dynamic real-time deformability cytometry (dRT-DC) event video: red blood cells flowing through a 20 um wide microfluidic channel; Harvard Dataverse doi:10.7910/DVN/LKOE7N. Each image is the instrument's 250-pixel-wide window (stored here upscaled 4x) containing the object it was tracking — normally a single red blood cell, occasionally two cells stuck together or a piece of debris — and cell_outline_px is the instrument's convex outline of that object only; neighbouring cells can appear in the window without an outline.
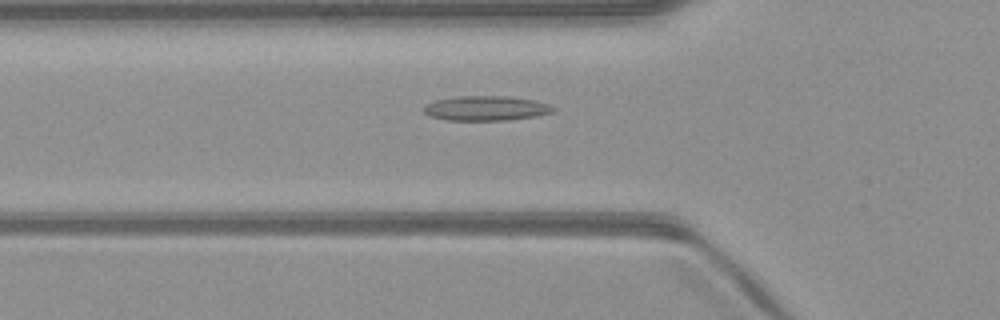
{"species": "common noctule bat (a hibernating species)", "species_latin": "Nyctalus noctula", "temperature_condition": "warm", "stored_images_in_passage": 50, "camera_frame_rate_fps": 3000, "um_per_image_px": 0.085, "animal": {"sex": "male", "body_mass_g": 23.1, "forearm_length_mm": 52.7}, "frame": {"image": 1, "passage_image": 17, "time_ms": 5.333, "image_size_px": [1000, 320], "cell_outline_px": [[556, 108], [552, 112], [536, 116], [508, 120], [448, 120], [432, 116], [424, 112], [424, 104], [436, 100], [460, 96], [508, 96], [532, 100], [548, 104]], "centroid_in_image_um": [41.31, 9.2], "position_along_channel_um": 84.5, "area_um2": 18.44}}
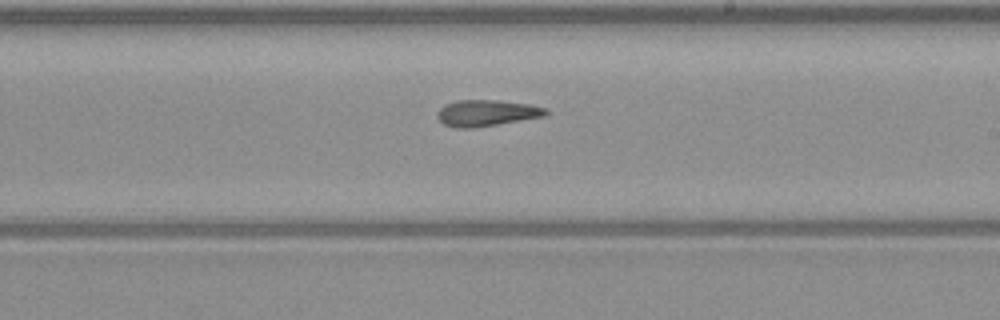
{"frame": {"image": 2, "passage_image": 29, "time_ms": 9.333, "image_size_px": [1000, 320], "cell_outline_px": [[548, 112], [544, 116], [472, 128], [456, 128], [444, 124], [436, 116], [436, 112], [444, 104], [456, 100], [496, 100], [528, 104], [548, 108]], "centroid_in_image_um": [41.32, 9.59], "position_along_channel_um": 247.7, "area_um2": 16.53}}
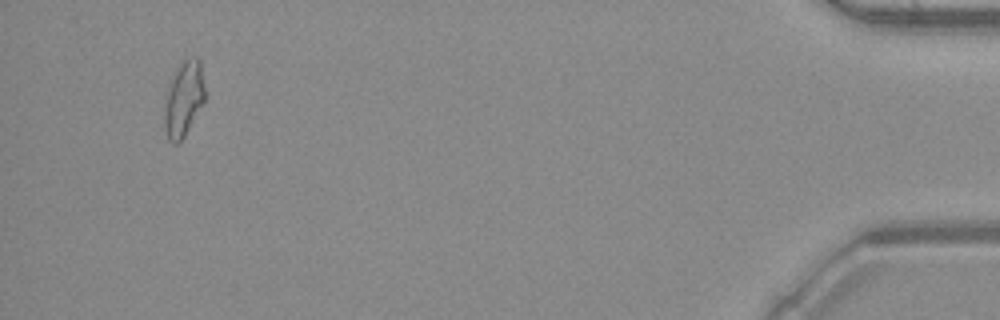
{"frame": {"image": 3, "passage_image": 48, "time_ms": 15.667, "image_size_px": [1000, 320], "cell_outline_px": [[204, 104], [184, 136], [176, 144], [172, 144], [168, 140], [164, 128], [164, 108], [168, 92], [172, 80], [180, 64], [188, 56], [196, 56], [200, 60], [204, 88]], "centroid_in_image_um": [15.63, 8.44], "position_along_channel_um": 419.6, "area_um2": 17.51}, "authors_computed_cell_mechanics": {"area_um2": 16.9354, "velocity_mm_per_s": 4.0564, "shape_relaxation_time_tau1_ms": null, "shape_relaxation_time_tau2_ms": 4.0619, "deformation_change_tau1": null, "deformation_change_tau2": 0.1447}}